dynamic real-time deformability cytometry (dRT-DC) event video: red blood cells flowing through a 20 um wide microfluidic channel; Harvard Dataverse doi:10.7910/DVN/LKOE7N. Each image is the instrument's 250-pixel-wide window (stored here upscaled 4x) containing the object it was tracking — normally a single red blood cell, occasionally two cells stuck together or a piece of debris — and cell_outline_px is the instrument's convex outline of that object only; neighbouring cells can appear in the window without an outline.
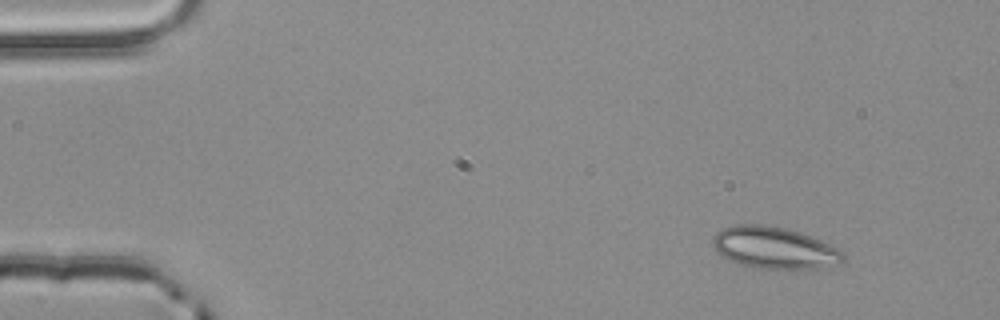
{"species": "common noctule bat (a hibernating species)", "species_latin": "Nyctalus noctula", "temperature_condition": "room temperature", "stored_images_in_passage": 3, "camera_frame_rate_fps": 3000, "um_per_image_px": 0.085, "animal": {"sex": "male", "body_mass_g": 20.4}, "frame": {"image": 1, "passage_image": 1, "time_ms": 0.0, "image_size_px": [1000, 320], "cell_outline_px": [[844, 264], [820, 268], [752, 268], [736, 264], [716, 252], [712, 248], [712, 240], [716, 232], [724, 228], [736, 224], [764, 224], [788, 228], [812, 236], [840, 248], [844, 252]], "centroid_in_image_um": [65.84, 21.06], "position_along_channel_um": 19.2, "area_um2": 32.43}}